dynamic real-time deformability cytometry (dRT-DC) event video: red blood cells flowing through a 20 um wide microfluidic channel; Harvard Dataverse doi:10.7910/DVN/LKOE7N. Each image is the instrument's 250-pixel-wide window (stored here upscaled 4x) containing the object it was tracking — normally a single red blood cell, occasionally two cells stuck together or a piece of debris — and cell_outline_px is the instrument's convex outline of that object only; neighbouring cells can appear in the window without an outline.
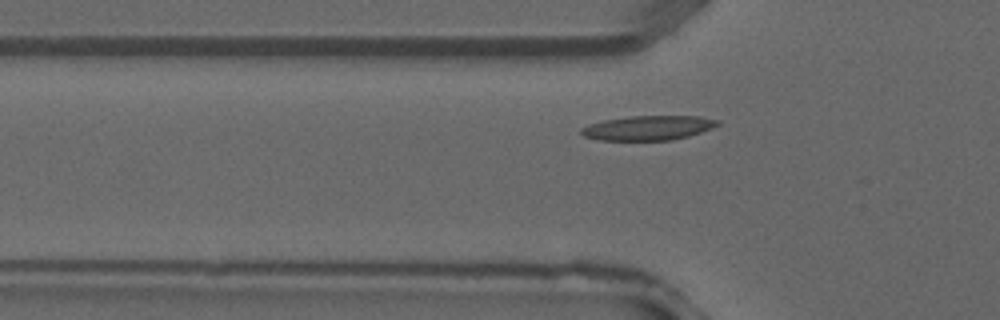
{"species": "common noctule bat (a hibernating species)", "species_latin": "Nyctalus noctula", "temperature_condition": "warm", "stored_images_in_passage": 3, "camera_frame_rate_fps": 3000, "um_per_image_px": 0.085, "animal": {"sex": "male", "forearm_length_mm": 52.5}, "frame": {"image": 1, "passage_image": 3, "time_ms": 0.667, "image_size_px": [1000, 320], "cell_outline_px": [[720, 124], [712, 128], [688, 136], [672, 140], [600, 140], [584, 136], [580, 132], [580, 128], [588, 124], [604, 120], [628, 116], [700, 116], [720, 120]], "centroid_in_image_um": [55.09, 10.86], "position_along_channel_um": 70.7, "area_um2": 19.54}}